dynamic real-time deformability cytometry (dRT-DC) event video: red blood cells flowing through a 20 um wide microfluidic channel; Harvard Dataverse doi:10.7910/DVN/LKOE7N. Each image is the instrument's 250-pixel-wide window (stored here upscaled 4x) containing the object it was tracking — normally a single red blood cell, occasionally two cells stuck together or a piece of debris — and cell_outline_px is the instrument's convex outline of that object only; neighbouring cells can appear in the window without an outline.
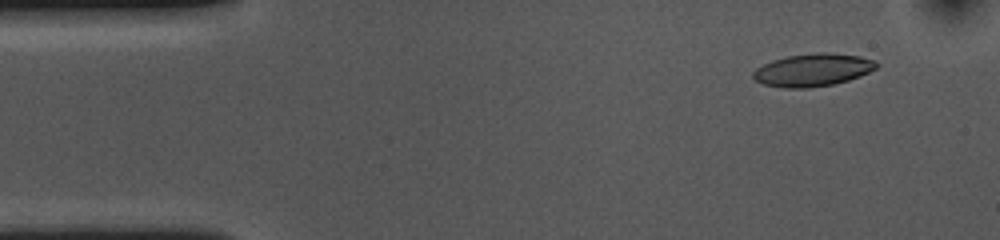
{"species": "common noctule bat (a hibernating species)", "species_latin": "Nyctalus noctula", "temperature_condition": "cold", "stored_images_in_passage": 53, "camera_frame_rate_fps": 3000, "um_per_image_px": 0.085, "animal": {"sex": "female", "body_mass_g": 10.0, "forearm_length_mm": 53.1}, "frame": {"image": 1, "passage_image": 4, "time_ms": 1.0, "image_size_px": [1000, 240], "cell_outline_px": [[880, 64], [876, 68], [860, 76], [848, 80], [832, 84], [808, 88], [784, 88], [764, 84], [756, 80], [752, 76], [752, 72], [756, 68], [772, 60], [788, 56], [816, 52], [828, 52], [860, 56], [872, 60]], "centroid_in_image_um": [69.08, 5.94], "position_along_channel_um": 15.9, "area_um2": 23.41}}
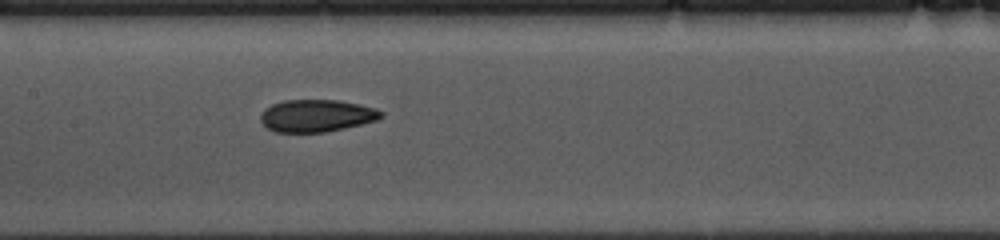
{"frame": {"image": 2, "passage_image": 24, "time_ms": 7.667, "image_size_px": [1000, 240], "cell_outline_px": [[384, 116], [376, 120], [344, 128], [324, 132], [276, 132], [268, 128], [260, 120], [260, 116], [264, 108], [272, 104], [284, 100], [336, 100], [376, 108], [384, 112]], "centroid_in_image_um": [26.89, 9.83], "position_along_channel_um": 180.5, "area_um2": 22.54}}
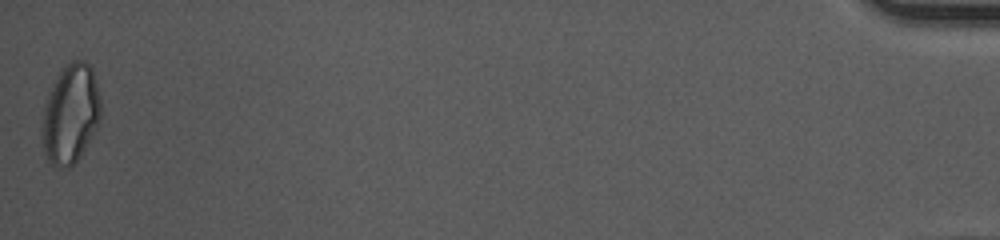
{"frame": {"image": 3, "passage_image": 53, "time_ms": 17.333, "image_size_px": [1000, 240], "cell_outline_px": [[100, 116], [96, 128], [92, 136], [80, 156], [68, 168], [60, 168], [52, 164], [48, 160], [44, 152], [44, 104], [56, 76], [60, 68], [72, 60], [84, 60], [92, 68], [100, 96]], "centroid_in_image_um": [6.01, 9.64], "position_along_channel_um": 429.2, "area_um2": 33.47}, "authors_computed_cell_mechanics": {"area_um2": 23.2356, "velocity_mm_per_s": 3.6338, "shape_relaxation_time_tau1_ms": 6.7332, "shape_relaxation_time_tau2_ms": 2.6689, "deformation_change_tau1": 0.1692, "deformation_change_tau2": 0.0888}}